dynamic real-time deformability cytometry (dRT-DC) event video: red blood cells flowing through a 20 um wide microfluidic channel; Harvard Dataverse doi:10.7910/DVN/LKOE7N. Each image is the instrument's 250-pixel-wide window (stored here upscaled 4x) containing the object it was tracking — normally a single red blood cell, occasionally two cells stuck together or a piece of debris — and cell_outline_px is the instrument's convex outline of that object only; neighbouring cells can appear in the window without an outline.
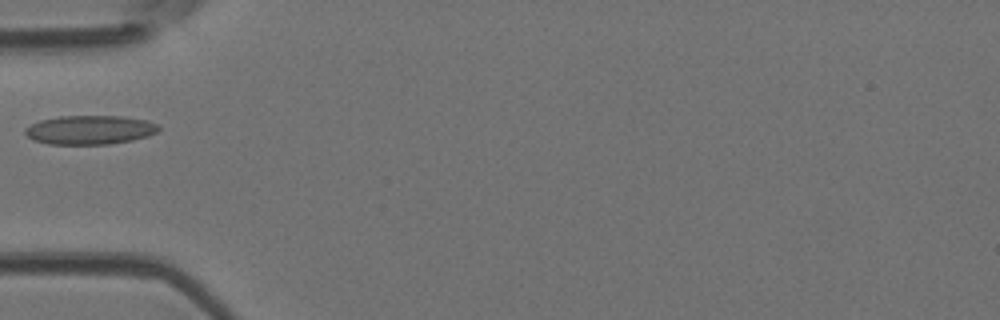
{"species": "Egyptian fruit bat (a non-hibernating species)", "species_latin": "Rousettus aegyptiacus", "temperature_condition": "room temperature", "stored_images_in_passage": 1, "camera_frame_rate_fps": 3000, "um_per_image_px": 0.085, "animal": {"sex": "female"}, "frame": {"image": 1, "passage_image": 1, "time_ms": 0.0, "image_size_px": [1000, 320], "cell_outline_px": [[160, 128], [156, 132], [148, 136], [132, 140], [108, 144], [48, 144], [32, 140], [24, 132], [24, 128], [40, 120], [60, 116], [120, 116], [148, 120], [160, 124]], "centroid_in_image_um": [7.65, 11.04], "position_along_channel_um": 77.4, "area_um2": 22.66}}